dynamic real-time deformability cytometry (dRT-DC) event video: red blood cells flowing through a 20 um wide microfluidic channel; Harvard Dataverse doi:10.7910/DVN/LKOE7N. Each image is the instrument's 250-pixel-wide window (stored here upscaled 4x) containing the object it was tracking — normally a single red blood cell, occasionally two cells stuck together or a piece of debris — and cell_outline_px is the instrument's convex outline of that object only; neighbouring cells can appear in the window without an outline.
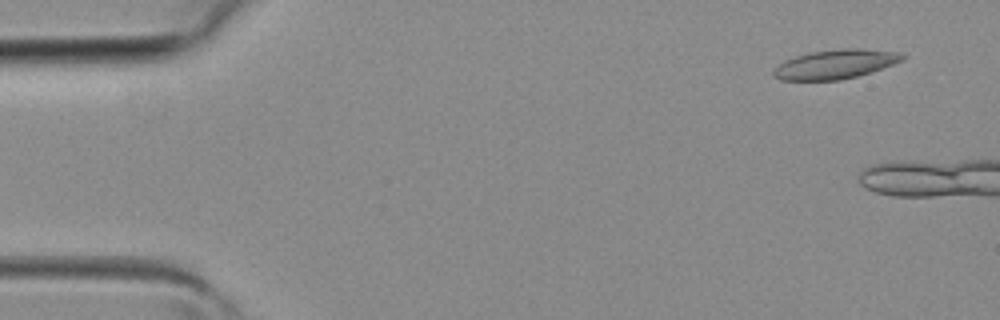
{"species": "common noctule bat (a hibernating species)", "species_latin": "Nyctalus noctula", "temperature_condition": "room temperature", "stored_images_in_passage": 5, "camera_frame_rate_fps": 3000, "um_per_image_px": 0.085, "animal": {"sex": "female", "body_mass_g": 19.3, "forearm_length_mm": 54.1}, "frame": {"image": 1, "passage_image": 1, "time_ms": 0.0, "image_size_px": [1000, 320], "cell_outline_px": [[908, 56], [904, 60], [856, 76], [840, 80], [780, 80], [772, 76], [772, 72], [784, 60], [796, 56], [812, 52], [844, 48], [856, 48], [900, 52]], "centroid_in_image_um": [71.0, 5.45], "position_along_channel_um": 14.0, "area_um2": 21.73}}